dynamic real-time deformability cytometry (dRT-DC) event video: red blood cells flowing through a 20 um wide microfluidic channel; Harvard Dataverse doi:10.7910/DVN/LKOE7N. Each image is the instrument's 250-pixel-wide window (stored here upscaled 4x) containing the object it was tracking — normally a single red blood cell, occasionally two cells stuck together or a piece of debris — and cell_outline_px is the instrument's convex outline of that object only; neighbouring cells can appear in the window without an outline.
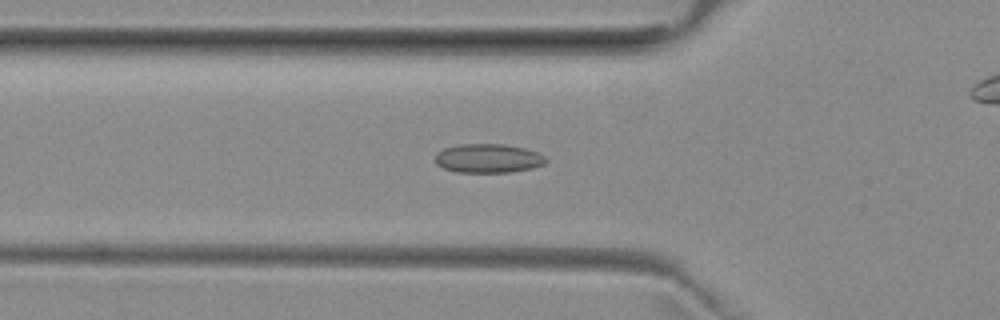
{"species": "common noctule bat (a hibernating species)", "species_latin": "Nyctalus noctula", "temperature_condition": "room temperature", "stored_images_in_passage": 53, "camera_frame_rate_fps": 3000, "um_per_image_px": 0.085, "animal": {"sex": "female", "body_mass_g": 29.2, "forearm_length_mm": 56.3}, "frame": {"image": 1, "passage_image": 18, "time_ms": 5.667, "image_size_px": [1000, 320], "cell_outline_px": [[548, 160], [544, 164], [532, 168], [512, 172], [456, 172], [444, 168], [436, 164], [436, 152], [444, 148], [460, 144], [504, 144], [524, 148], [536, 152], [544, 156]], "centroid_in_image_um": [41.49, 13.46], "position_along_channel_um": 84.3, "area_um2": 18.67}}
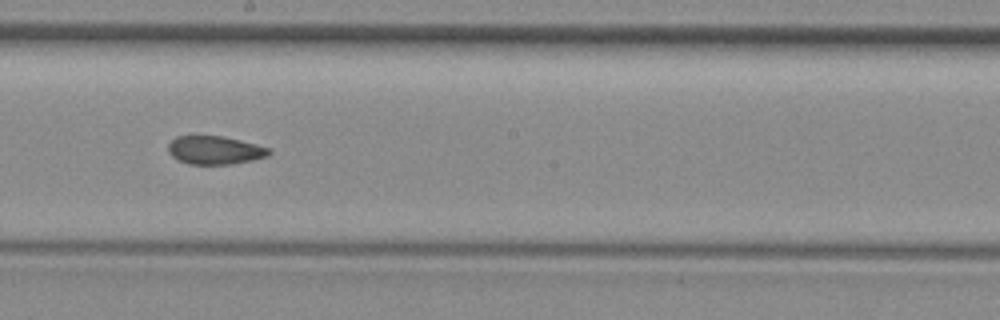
{"frame": {"image": 2, "passage_image": 29, "time_ms": 9.333, "image_size_px": [1000, 320], "cell_outline_px": [[272, 152], [268, 156], [252, 160], [232, 164], [188, 164], [176, 160], [168, 152], [168, 144], [176, 136], [224, 136], [256, 144], [268, 148]], "centroid_in_image_um": [18.24, 12.77], "position_along_channel_um": 230.0, "area_um2": 16.7}}
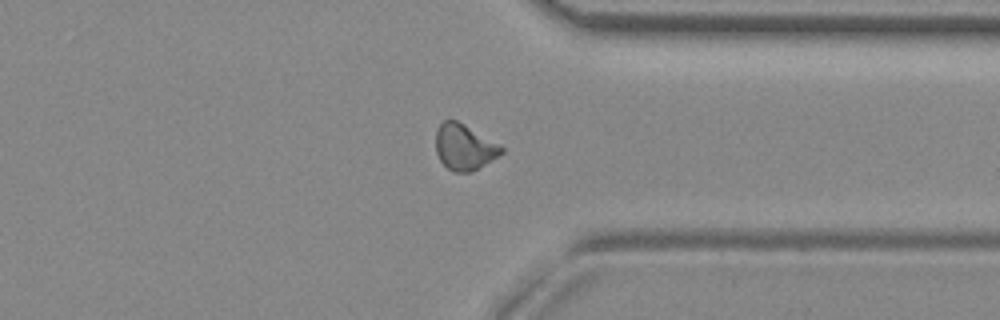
{"frame": {"image": 3, "passage_image": 40, "time_ms": 13.0, "image_size_px": [1000, 320], "cell_outline_px": [[504, 152], [472, 172], [452, 172], [440, 160], [436, 152], [436, 132], [440, 124], [444, 120], [456, 120], [464, 124], [500, 144], [504, 148]], "centroid_in_image_um": [39.47, 12.5], "position_along_channel_um": 371.9, "area_um2": 17.46}, "authors_computed_cell_mechanics": {"area_um2": 17.629, "velocity_mm_per_s": 3.9572, "shape_relaxation_time_tau1_ms": null, "shape_relaxation_time_tau2_ms": 2.4144, "deformation_change_tau1": null, "deformation_change_tau2": 0.0844}}